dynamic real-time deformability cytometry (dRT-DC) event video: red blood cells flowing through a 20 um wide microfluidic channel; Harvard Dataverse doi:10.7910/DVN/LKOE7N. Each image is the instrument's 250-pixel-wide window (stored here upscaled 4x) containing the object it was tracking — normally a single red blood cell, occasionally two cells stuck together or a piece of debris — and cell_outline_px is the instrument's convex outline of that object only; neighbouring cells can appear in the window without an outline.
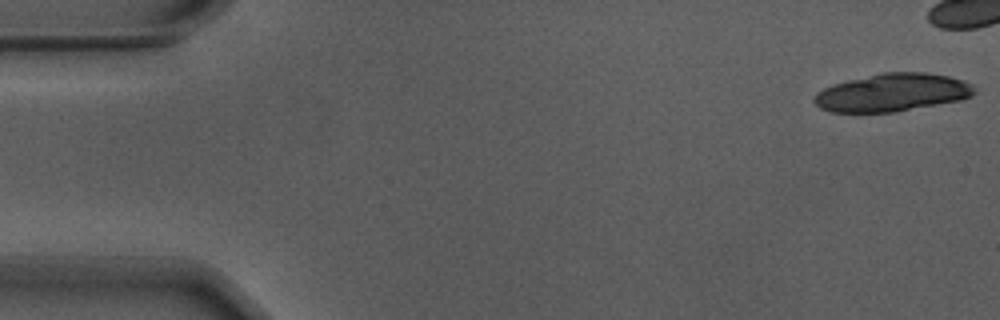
{"species": "Egyptian fruit bat (a non-hibernating species)", "species_latin": "Rousettus aegyptiacus", "temperature_condition": "warm", "stored_images_in_passage": 19, "camera_frame_rate_fps": 3000, "um_per_image_px": 0.085, "animal": {"sex": "male"}, "frame": {"image": 1, "passage_image": 1, "time_ms": 0.0, "image_size_px": [1000, 320], "cell_outline_px": [[976, 92], [972, 96], [960, 100], [896, 112], [828, 112], [820, 108], [812, 100], [816, 92], [832, 84], [848, 80], [884, 72], [924, 72], [948, 76], [972, 84]], "centroid_in_image_um": [75.82, 7.87], "position_along_channel_um": 9.2, "area_um2": 35.37}}